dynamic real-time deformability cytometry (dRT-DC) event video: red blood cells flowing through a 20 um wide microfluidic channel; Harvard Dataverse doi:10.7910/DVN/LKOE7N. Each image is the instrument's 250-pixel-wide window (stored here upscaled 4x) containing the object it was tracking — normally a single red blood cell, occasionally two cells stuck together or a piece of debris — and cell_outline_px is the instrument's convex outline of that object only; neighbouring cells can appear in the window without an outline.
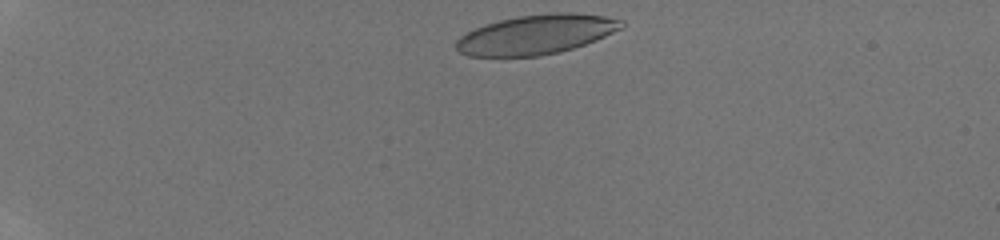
{"species": "human", "species_latin": "Homo sapiens", "temperature_condition": "room temperature", "stored_images_in_passage": 39, "camera_frame_rate_fps": 3000, "um_per_image_px": 0.085, "donor": {"sex": "male"}, "frame": {"image": 1, "passage_image": 1, "time_ms": 0.0, "image_size_px": [1000, 240], "cell_outline_px": [[624, 28], [596, 40], [560, 52], [540, 56], [468, 56], [460, 52], [456, 48], [456, 40], [460, 36], [484, 24], [500, 20], [520, 16], [552, 12], [560, 12], [604, 16], [624, 20]], "centroid_in_image_um": [45.59, 2.93], "position_along_channel_um": 39.4, "area_um2": 37.92}}
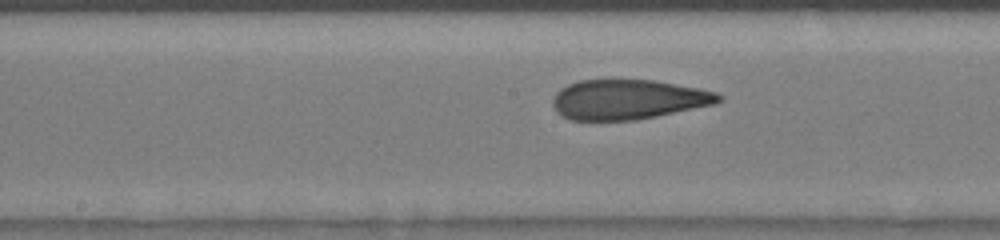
{"frame": {"image": 2, "passage_image": 18, "time_ms": 5.667, "image_size_px": [1000, 240], "cell_outline_px": [[724, 96], [716, 104], [636, 120], [572, 120], [556, 112], [552, 104], [552, 96], [560, 88], [568, 84], [580, 80], [656, 80], [700, 88], [716, 92]], "centroid_in_image_um": [53.39, 8.45], "position_along_channel_um": 194.8, "area_um2": 38.67}}
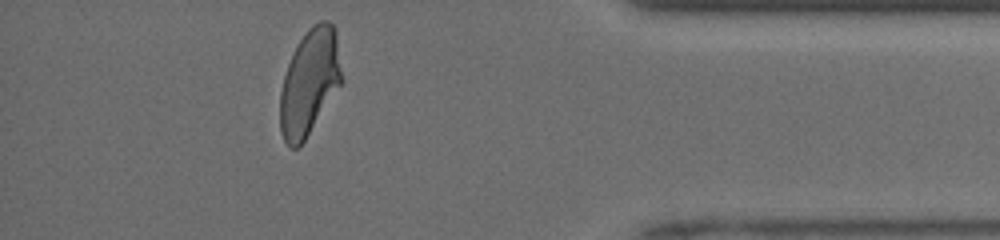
{"frame": {"image": 3, "passage_image": 35, "time_ms": 11.333, "image_size_px": [1000, 240], "cell_outline_px": [[344, 80], [304, 140], [296, 148], [288, 148], [280, 132], [280, 92], [284, 76], [288, 64], [300, 40], [308, 28], [312, 24], [320, 20], [328, 20], [332, 24], [336, 32]], "centroid_in_image_um": [26.32, 6.97], "position_along_channel_um": 408.9, "area_um2": 37.97}, "authors_computed_cell_mechanics": {"area_um2": 39.015, "velocity_mm_per_s": 4.2104, "shape_relaxation_time_tau1_ms": 5.5385, "shape_relaxation_time_tau2_ms": 1.0832, "deformation_change_tau1": 0.1876, "deformation_change_tau2": 0.0796}}